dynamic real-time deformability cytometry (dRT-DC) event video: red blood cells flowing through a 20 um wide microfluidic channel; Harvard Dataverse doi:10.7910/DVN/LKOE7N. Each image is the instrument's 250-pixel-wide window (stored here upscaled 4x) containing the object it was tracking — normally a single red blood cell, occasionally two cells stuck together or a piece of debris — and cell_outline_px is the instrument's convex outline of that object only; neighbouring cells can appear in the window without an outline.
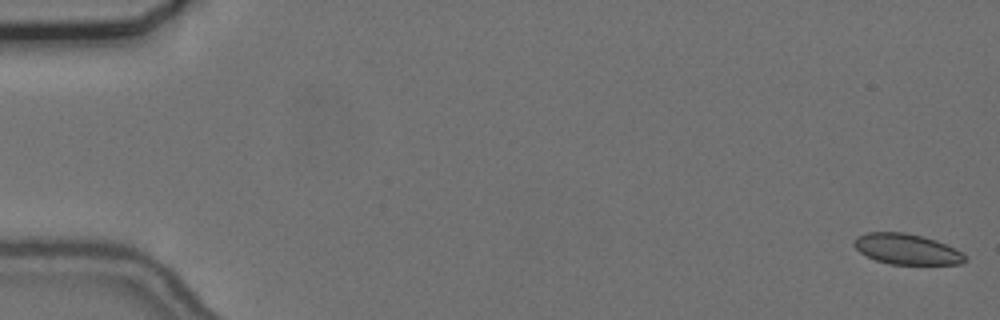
{"species": "common noctule bat (a hibernating species)", "species_latin": "Nyctalus noctula", "temperature_condition": "cold", "stored_images_in_passage": 56, "camera_frame_rate_fps": 3000, "um_per_image_px": 0.085, "animal": {"sex": "female", "body_mass_g": 24.6, "forearm_length_mm": 56.2}, "frame": {"image": 1, "passage_image": 1, "time_ms": 0.0, "image_size_px": [1000, 320], "cell_outline_px": [[968, 260], [960, 264], [892, 264], [876, 260], [860, 252], [852, 244], [856, 236], [868, 232], [904, 232], [924, 236], [936, 240], [968, 256]], "centroid_in_image_um": [77.07, 21.17], "position_along_channel_um": 7.9, "area_um2": 19.71}}
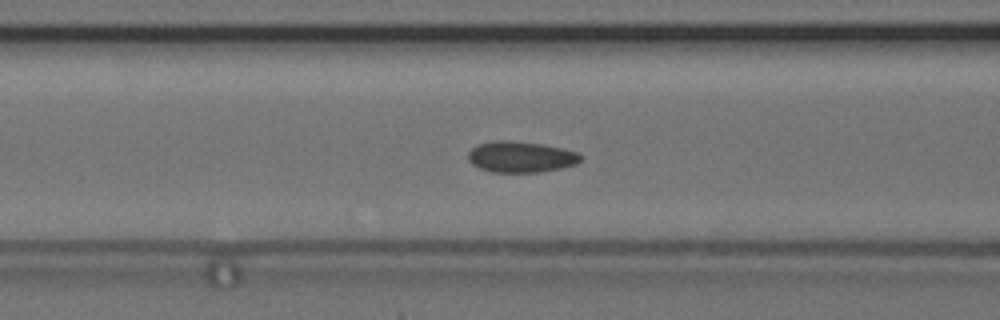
{"frame": {"image": 2, "passage_image": 23, "time_ms": 7.333, "image_size_px": [1000, 320], "cell_outline_px": [[584, 156], [576, 164], [560, 168], [540, 172], [492, 172], [480, 168], [472, 164], [468, 160], [468, 152], [476, 144], [492, 140], [512, 140], [540, 144], [564, 148], [580, 152]], "centroid_in_image_um": [44.27, 13.32], "position_along_channel_um": 122.3, "area_um2": 20.63}}
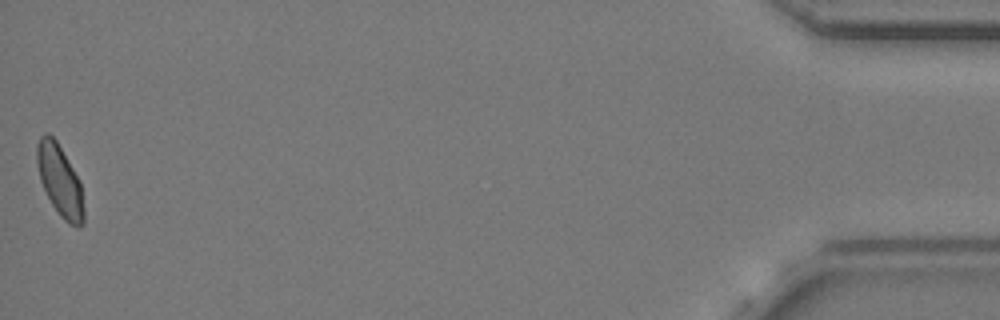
{"frame": {"image": 3, "passage_image": 56, "time_ms": 18.333, "image_size_px": [1000, 320], "cell_outline_px": [[84, 224], [80, 228], [76, 228], [68, 224], [60, 216], [52, 204], [40, 180], [36, 160], [36, 144], [40, 136], [44, 132], [48, 132], [56, 140], [80, 180], [84, 208]], "centroid_in_image_um": [5.09, 15.36], "position_along_channel_um": 430.1, "area_um2": 19.65}, "authors_computed_cell_mechanics": {"area_um2": 20.1144, "velocity_mm_per_s": 3.6702, "shape_relaxation_time_tau1_ms": 11.2552, "shape_relaxation_time_tau2_ms": 2.6244, "deformation_change_tau1": 0.1389, "deformation_change_tau2": 0.0489}}